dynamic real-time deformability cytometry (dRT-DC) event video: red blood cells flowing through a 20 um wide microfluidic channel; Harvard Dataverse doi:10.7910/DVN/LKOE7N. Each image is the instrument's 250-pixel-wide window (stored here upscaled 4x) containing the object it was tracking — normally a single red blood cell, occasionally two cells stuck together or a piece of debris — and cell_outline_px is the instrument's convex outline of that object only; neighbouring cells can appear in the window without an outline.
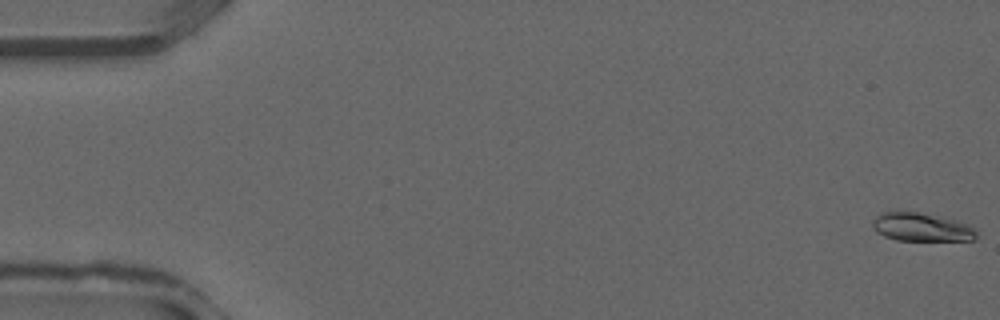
{"species": "common noctule bat (a hibernating species)", "species_latin": "Nyctalus noctula", "temperature_condition": "warm", "stored_images_in_passage": 37, "camera_frame_rate_fps": 3000, "um_per_image_px": 0.085, "animal": {"sex": "male", "forearm_length_mm": 52.5}, "frame": {"image": 1, "passage_image": 1, "time_ms": 0.0, "image_size_px": [1000, 320], "cell_outline_px": [[976, 240], [896, 240], [884, 236], [876, 232], [872, 228], [872, 220], [876, 216], [884, 212], [916, 212], [940, 216], [956, 220], [968, 224], [976, 228]], "centroid_in_image_um": [78.33, 19.31], "position_along_channel_um": 6.7, "area_um2": 17.22}}
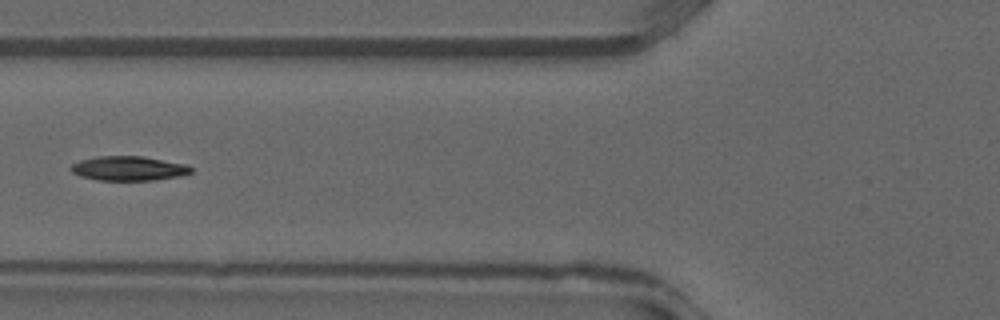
{"frame": {"image": 2, "passage_image": 15, "time_ms": 4.667, "image_size_px": [1000, 320], "cell_outline_px": [[192, 172], [180, 176], [152, 180], [96, 180], [80, 176], [72, 172], [68, 168], [72, 164], [80, 160], [96, 156], [140, 156], [188, 164], [192, 168]], "centroid_in_image_um": [10.91, 14.31], "position_along_channel_um": 114.9, "area_um2": 17.17}}
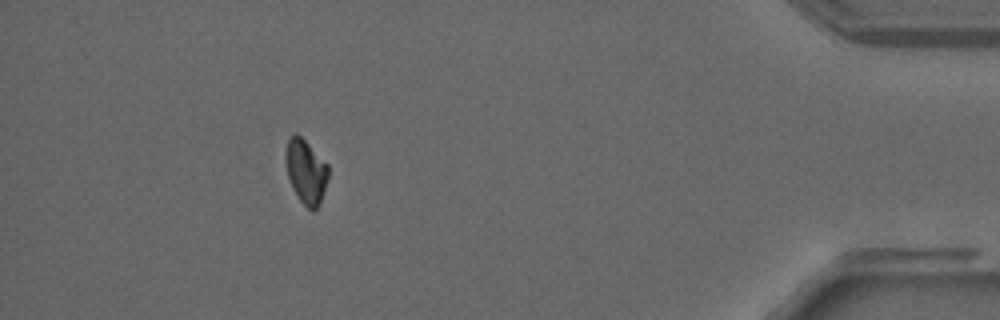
{"frame": {"image": 3, "passage_image": 34, "time_ms": 11.0, "image_size_px": [1000, 320], "cell_outline_px": [[328, 176], [320, 204], [312, 212], [300, 200], [292, 188], [288, 176], [284, 160], [284, 156], [288, 140], [296, 132], [328, 164]], "centroid_in_image_um": [25.99, 14.58], "position_along_channel_um": 409.2, "area_um2": 15.84}}